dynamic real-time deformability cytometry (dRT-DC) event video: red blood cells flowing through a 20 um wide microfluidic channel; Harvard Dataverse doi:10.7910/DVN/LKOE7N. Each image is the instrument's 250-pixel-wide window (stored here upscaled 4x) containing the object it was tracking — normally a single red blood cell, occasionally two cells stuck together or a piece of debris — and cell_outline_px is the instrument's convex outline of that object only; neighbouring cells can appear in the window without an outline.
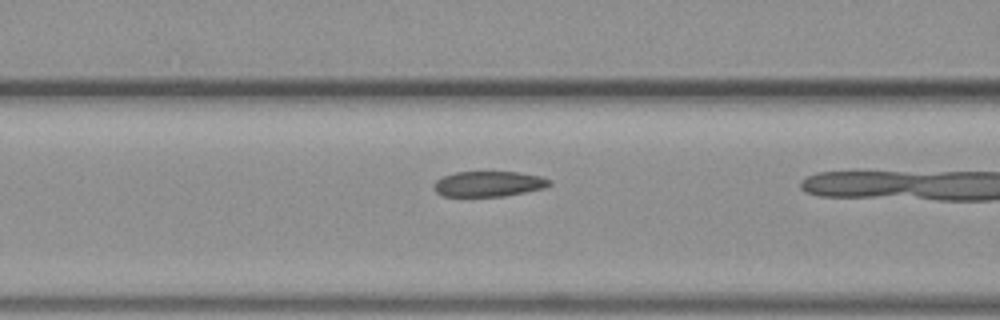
{"species": "common noctule bat (a hibernating species)", "species_latin": "Nyctalus noctula", "temperature_condition": "warm", "stored_images_in_passage": 18, "camera_frame_rate_fps": 3000, "um_per_image_px": 0.085, "animal": {"sex": "female", "body_mass_g": 19.3, "forearm_length_mm": 54.1}, "frame": {"image": 1, "passage_image": 11, "time_ms": 3.333, "image_size_px": [1000, 320], "cell_outline_px": [[552, 184], [544, 188], [504, 196], [444, 196], [436, 192], [436, 180], [444, 176], [456, 172], [520, 172], [540, 176], [552, 180]], "centroid_in_image_um": [41.59, 15.62], "position_along_channel_um": 125.0, "area_um2": 16.94}}